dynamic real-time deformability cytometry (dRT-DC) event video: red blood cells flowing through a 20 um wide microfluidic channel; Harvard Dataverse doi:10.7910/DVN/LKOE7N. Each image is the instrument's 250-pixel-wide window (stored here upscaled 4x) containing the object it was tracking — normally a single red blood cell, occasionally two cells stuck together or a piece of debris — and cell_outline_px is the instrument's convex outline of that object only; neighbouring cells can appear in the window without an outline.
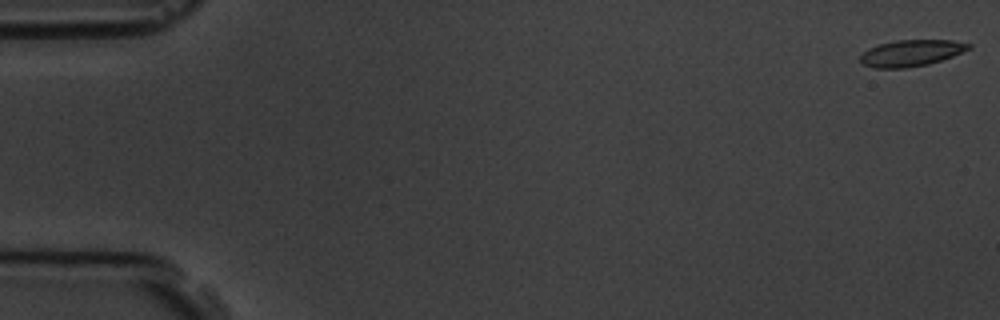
{"species": "common noctule bat (a hibernating species)", "species_latin": "Nyctalus noctula", "temperature_condition": "room temperature", "stored_images_in_passage": 57, "camera_frame_rate_fps": 3000, "um_per_image_px": 0.085, "animal": {"sex": "male", "body_mass_g": 19.5, "forearm_length_mm": 54.6}, "frame": {"image": 1, "passage_image": 1, "time_ms": 0.0, "image_size_px": [1000, 320], "cell_outline_px": [[972, 48], [952, 56], [928, 64], [904, 68], [872, 68], [864, 64], [860, 60], [860, 56], [868, 48], [880, 44], [896, 40], [952, 40], [972, 44]], "centroid_in_image_um": [77.45, 4.5], "position_along_channel_um": 7.5, "area_um2": 16.59}}
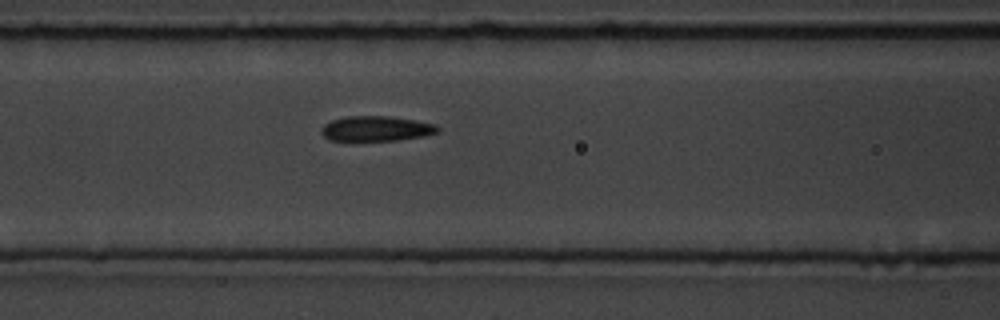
{"frame": {"image": 2, "passage_image": 24, "time_ms": 7.667, "image_size_px": [1000, 320], "cell_outline_px": [[440, 128], [436, 132], [424, 136], [396, 140], [328, 140], [320, 132], [320, 128], [324, 124], [332, 120], [348, 116], [388, 116], [436, 124]], "centroid_in_image_um": [31.94, 10.93], "position_along_channel_um": 134.7, "area_um2": 16.82}}
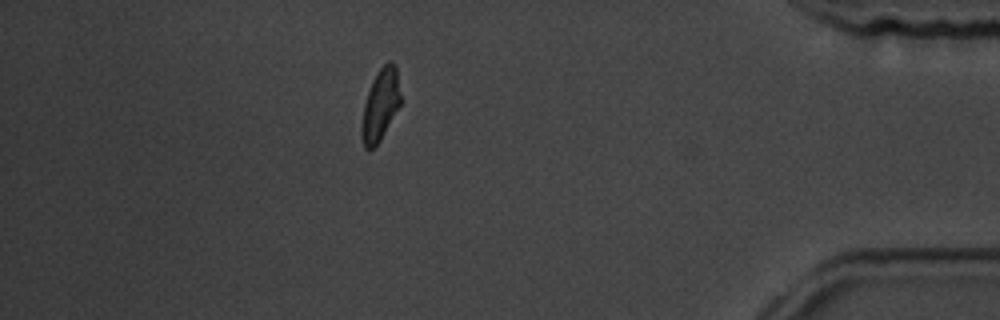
{"frame": {"image": 3, "passage_image": 50, "time_ms": 16.333, "image_size_px": [1000, 320], "cell_outline_px": [[400, 104], [380, 140], [368, 152], [364, 148], [360, 136], [360, 128], [364, 104], [372, 80], [380, 68], [388, 60], [392, 60], [396, 64], [400, 92]], "centroid_in_image_um": [32.31, 8.92], "position_along_channel_um": 402.9, "area_um2": 16.3}, "authors_computed_cell_mechanics": {"area_um2": 16.8776, "velocity_mm_per_s": 3.5988, "shape_relaxation_time_tau1_ms": 3.8705, "shape_relaxation_time_tau2_ms": 1.5995, "deformation_change_tau1": 0.1505, "deformation_change_tau2": 0.0992}}